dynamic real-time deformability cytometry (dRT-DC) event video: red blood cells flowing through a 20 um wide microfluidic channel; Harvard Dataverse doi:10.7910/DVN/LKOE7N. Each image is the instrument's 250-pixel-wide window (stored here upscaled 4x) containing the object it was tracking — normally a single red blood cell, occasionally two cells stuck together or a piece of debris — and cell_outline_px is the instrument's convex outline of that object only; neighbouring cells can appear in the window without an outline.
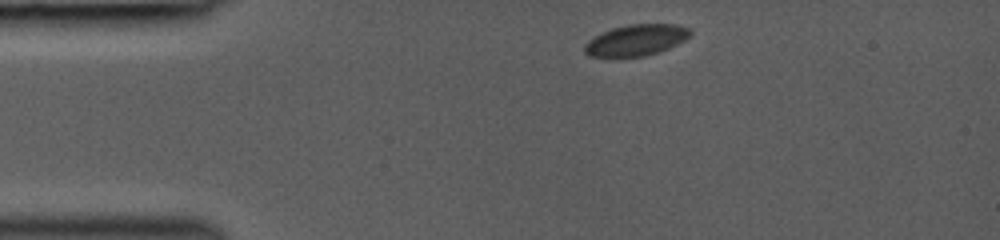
{"species": "common noctule bat (a hibernating species)", "species_latin": "Nyctalus noctula", "temperature_condition": "room temperature", "stored_images_in_passage": 3, "camera_frame_rate_fps": 3000, "um_per_image_px": 0.085, "animal": {"sex": "female", "body_mass_g": 19.0, "forearm_length_mm": 53.3}, "frame": {"image": 1, "passage_image": 1, "time_ms": 0.0, "image_size_px": [1000, 240], "cell_outline_px": [[692, 32], [684, 40], [660, 52], [644, 56], [588, 56], [584, 52], [584, 44], [588, 40], [600, 32], [612, 28], [628, 24], [676, 24], [688, 28]], "centroid_in_image_um": [54.04, 3.4], "position_along_channel_um": 31.0, "area_um2": 19.13}}
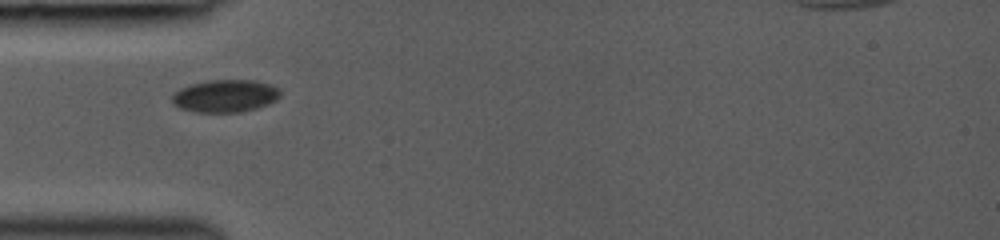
{"frame": {"image": 2, "passage_image": 3, "time_ms": 2.0, "image_size_px": [1000, 240], "cell_outline_px": [[280, 96], [276, 100], [268, 104], [256, 108], [240, 112], [196, 112], [180, 108], [172, 104], [172, 96], [180, 88], [192, 84], [208, 80], [256, 80], [280, 88]], "centroid_in_image_um": [19.15, 8.15], "position_along_channel_um": 65.9, "area_um2": 20.52}}